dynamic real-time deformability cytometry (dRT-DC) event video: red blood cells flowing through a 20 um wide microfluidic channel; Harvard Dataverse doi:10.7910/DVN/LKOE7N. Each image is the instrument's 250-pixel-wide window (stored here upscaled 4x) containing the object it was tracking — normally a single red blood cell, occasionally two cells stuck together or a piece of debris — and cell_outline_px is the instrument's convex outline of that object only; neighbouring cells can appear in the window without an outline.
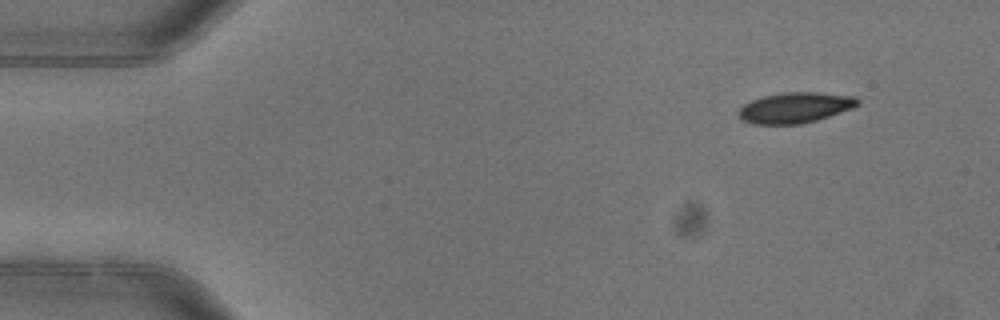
{"species": "common noctule bat (a hibernating species)", "species_latin": "Nyctalus noctula", "temperature_condition": "warm", "stored_images_in_passage": 4, "segment_of_instrument_passage": [1, 2], "camera_frame_rate_fps": 3000, "um_per_image_px": 0.085, "animal": {"sex": "female"}, "frame": {"image": 1, "passage_image": 1, "time_ms": 0.0, "image_size_px": [1000, 320], "cell_outline_px": [[860, 104], [852, 108], [816, 120], [800, 124], [752, 124], [744, 120], [740, 116], [740, 108], [744, 104], [752, 100], [764, 96], [784, 92], [816, 92], [856, 96], [860, 100]], "centroid_in_image_um": [67.63, 9.14], "position_along_channel_um": 17.4, "area_um2": 21.04}}
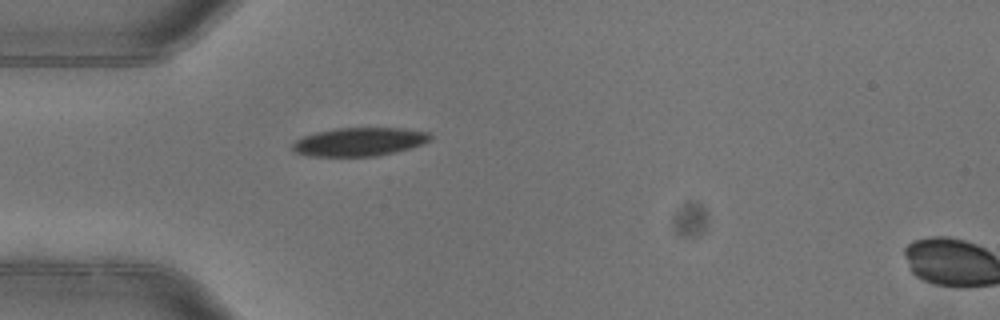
{"frame": {"image": 2, "passage_image": 3, "time_ms": 0.667, "image_size_px": [1000, 320], "cell_outline_px": [[432, 140], [412, 148], [396, 152], [376, 156], [308, 156], [292, 152], [292, 144], [296, 140], [304, 136], [316, 132], [336, 128], [404, 128], [428, 132], [432, 136]], "centroid_in_image_um": [30.56, 12.06], "position_along_channel_um": 54.4, "area_um2": 23.06}}